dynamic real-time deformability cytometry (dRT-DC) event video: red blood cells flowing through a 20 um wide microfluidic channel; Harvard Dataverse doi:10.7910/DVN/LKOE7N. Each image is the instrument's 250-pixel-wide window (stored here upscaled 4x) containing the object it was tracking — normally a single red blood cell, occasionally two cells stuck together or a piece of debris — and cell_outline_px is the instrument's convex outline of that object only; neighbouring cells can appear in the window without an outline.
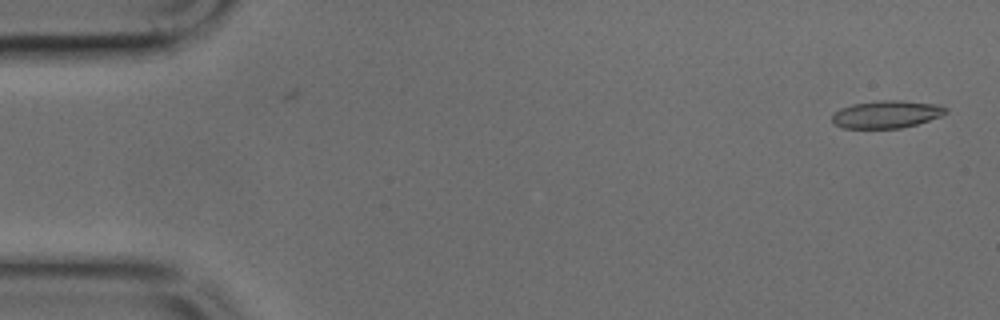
{"species": "common noctule bat (a hibernating species)", "species_latin": "Nyctalus noctula", "temperature_condition": "cold", "stored_images_in_passage": 2, "camera_frame_rate_fps": 3000, "um_per_image_px": 0.085, "animal": {"sex": "male", "body_mass_g": 17.9, "forearm_length_mm": 54.2}, "frame": {"image": 1, "passage_image": 1, "time_ms": 0.0, "image_size_px": [1000, 320], "cell_outline_px": [[948, 112], [940, 116], [916, 124], [900, 128], [844, 128], [836, 124], [832, 120], [832, 112], [840, 108], [852, 104], [876, 100], [904, 100], [940, 104], [948, 108]], "centroid_in_image_um": [75.36, 9.69], "position_along_channel_um": 9.6, "area_um2": 18.44}}